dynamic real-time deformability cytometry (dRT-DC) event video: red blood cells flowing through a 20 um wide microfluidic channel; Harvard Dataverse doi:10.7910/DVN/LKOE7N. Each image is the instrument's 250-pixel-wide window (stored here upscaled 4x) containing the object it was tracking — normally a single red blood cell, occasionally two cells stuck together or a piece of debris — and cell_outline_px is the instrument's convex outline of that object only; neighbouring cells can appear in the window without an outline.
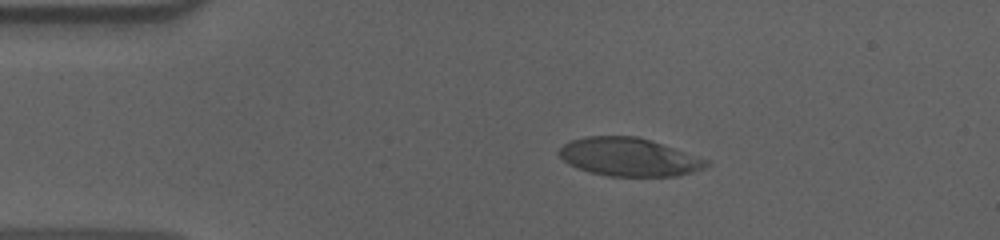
{"species": "human", "species_latin": "Homo sapiens", "temperature_condition": "cold", "stored_images_in_passage": 46, "camera_frame_rate_fps": 3000, "um_per_image_px": 0.085, "donor": {"sex": "male"}, "frame": {"image": 1, "passage_image": 1, "time_ms": 0.0, "image_size_px": [1000, 240], "cell_outline_px": [[712, 164], [704, 168], [680, 176], [608, 176], [588, 172], [576, 168], [568, 164], [556, 152], [564, 144], [572, 140], [584, 136], [636, 136], [652, 140], [708, 160]], "centroid_in_image_um": [53.45, 13.35], "position_along_channel_um": 31.6, "area_um2": 33.0}}
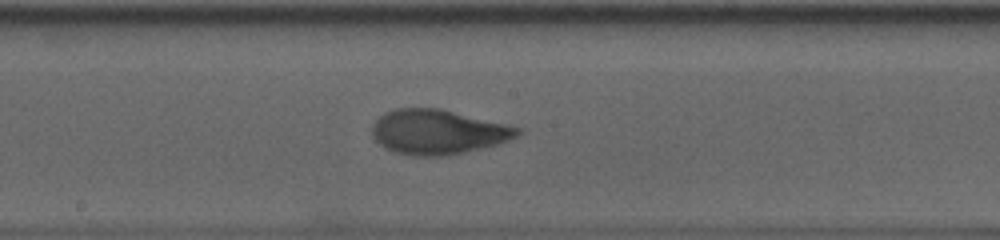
{"frame": {"image": 2, "passage_image": 20, "time_ms": 6.333, "image_size_px": [1000, 240], "cell_outline_px": [[520, 132], [516, 136], [508, 140], [496, 144], [448, 156], [416, 156], [396, 152], [384, 148], [372, 136], [372, 124], [384, 112], [396, 108], [440, 108], [520, 128]], "centroid_in_image_um": [37.16, 11.21], "position_along_channel_um": 211.0, "area_um2": 37.51}}
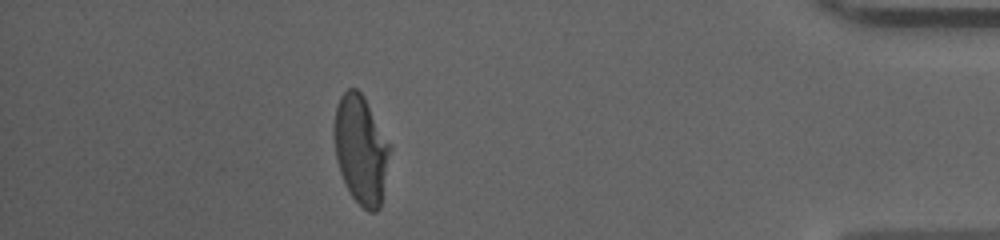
{"frame": {"image": 3, "passage_image": 40, "time_ms": 13.0, "image_size_px": [1000, 240], "cell_outline_px": [[392, 148], [380, 208], [376, 212], [368, 212], [352, 196], [340, 172], [336, 160], [332, 132], [336, 108], [340, 96], [348, 88], [356, 88], [364, 96]], "centroid_in_image_um": [30.67, 12.71], "position_along_channel_um": 404.5, "area_um2": 35.49}, "authors_computed_cell_mechanics": {"area_um2": 36.2406, "velocity_mm_per_s": 3.6154, "shape_relaxation_time_tau1_ms": 4.9603, "shape_relaxation_time_tau2_ms": 1.1499, "deformation_change_tau1": 0.1986, "deformation_change_tau2": 0.0629}}